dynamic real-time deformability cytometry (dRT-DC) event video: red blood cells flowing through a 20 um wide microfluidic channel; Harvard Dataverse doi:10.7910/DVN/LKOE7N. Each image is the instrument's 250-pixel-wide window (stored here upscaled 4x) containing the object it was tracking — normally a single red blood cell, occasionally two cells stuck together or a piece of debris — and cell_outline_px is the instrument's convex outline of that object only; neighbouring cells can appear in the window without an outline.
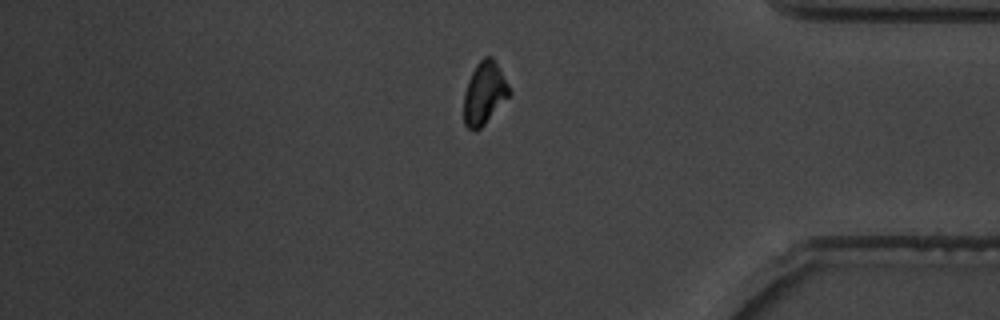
{"species": "common noctule bat (a hibernating species)", "species_latin": "Nyctalus noctula", "temperature_condition": "warm", "stored_images_in_passage": 40, "camera_frame_rate_fps": 3000, "um_per_image_px": 0.085, "animal": {"sex": "male", "body_mass_g": 19.5, "forearm_length_mm": 54.6}, "frame": {"image": 1, "passage_image": 31, "time_ms": 10.0, "image_size_px": [1000, 320], "cell_outline_px": [[512, 92], [484, 124], [480, 128], [468, 128], [464, 124], [464, 92], [468, 80], [476, 64], [484, 56], [492, 56], [508, 84]], "centroid_in_image_um": [41.16, 7.88], "position_along_channel_um": 394.0, "area_um2": 16.24}}
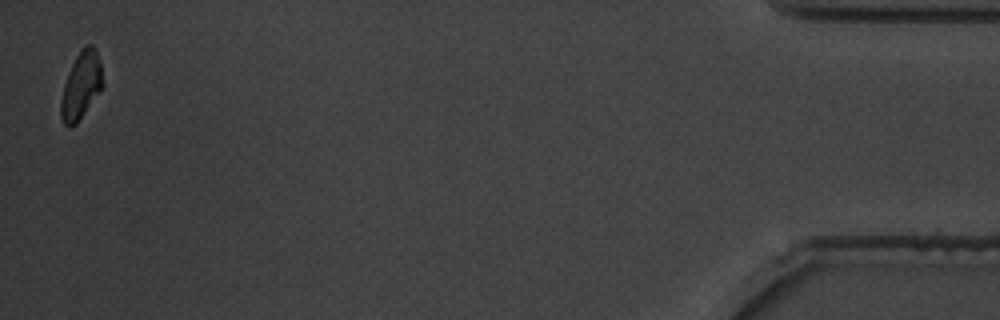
{"frame": {"image": 2, "passage_image": 39, "time_ms": 12.667, "image_size_px": [1000, 320], "cell_outline_px": [[104, 84], [100, 92], [76, 124], [68, 128], [64, 124], [60, 116], [60, 100], [64, 84], [72, 64], [76, 56], [88, 44], [92, 44], [96, 48], [100, 64]], "centroid_in_image_um": [6.89, 7.3], "position_along_channel_um": 428.3, "area_um2": 16.3}, "authors_computed_cell_mechanics": {"area_um2": 17.8602, "velocity_mm_per_s": 3.6493, "shape_relaxation_time_tau1_ms": 4.1227, "shape_relaxation_time_tau2_ms": 6.0971, "deformation_change_tau1": 0.2101, "deformation_change_tau2": 0.1351}}